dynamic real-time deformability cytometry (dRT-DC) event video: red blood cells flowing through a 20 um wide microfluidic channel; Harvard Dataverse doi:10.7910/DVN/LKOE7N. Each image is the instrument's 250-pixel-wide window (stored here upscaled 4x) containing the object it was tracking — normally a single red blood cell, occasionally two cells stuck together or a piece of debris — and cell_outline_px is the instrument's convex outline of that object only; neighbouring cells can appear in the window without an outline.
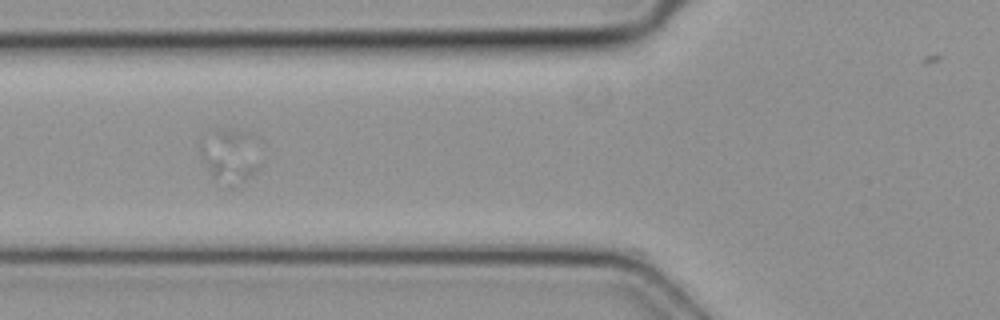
{"species": "common noctule bat (a hibernating species)", "species_latin": "Nyctalus noctula", "temperature_condition": "cold", "stored_images_in_passage": 15, "segment_of_instrument_passage": [1, 2], "camera_frame_rate_fps": 3000, "um_per_image_px": 0.085, "animal": {"sex": "female", "body_mass_g": 19.3, "forearm_length_mm": 54.1}, "frame": {"image": 1, "passage_image": 2, "time_ms": 0.333, "image_size_px": [1000, 320], "cell_outline_px": [[260, 168], [256, 172], [232, 188], [228, 188], [212, 176], [200, 152], [200, 140], [260, 164]], "centroid_in_image_um": [19.31, 14.04], "position_along_channel_um": 106.5, "area_um2": 10.92}}